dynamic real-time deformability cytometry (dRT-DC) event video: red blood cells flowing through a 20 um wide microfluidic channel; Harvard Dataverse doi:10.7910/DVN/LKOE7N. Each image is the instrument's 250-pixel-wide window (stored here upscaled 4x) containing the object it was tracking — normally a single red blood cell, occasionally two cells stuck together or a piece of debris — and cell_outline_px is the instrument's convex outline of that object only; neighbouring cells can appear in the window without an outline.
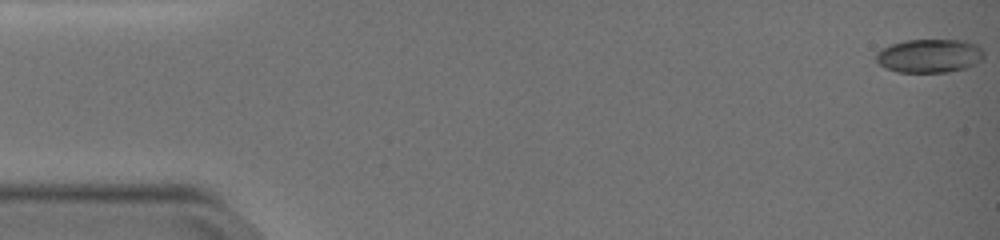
{"species": "common noctule bat (a hibernating species)", "species_latin": "Nyctalus noctula", "temperature_condition": "warm", "stored_images_in_passage": 51, "camera_frame_rate_fps": 3000, "um_per_image_px": 0.085, "animal": {"sex": "female", "body_mass_g": 19.0, "forearm_length_mm": 51.5}, "frame": {"image": 1, "passage_image": 1, "time_ms": 0.0, "image_size_px": [1000, 240], "cell_outline_px": [[984, 56], [976, 64], [968, 68], [948, 72], [896, 72], [884, 68], [876, 60], [876, 52], [892, 44], [904, 40], [964, 40], [976, 44], [984, 52]], "centroid_in_image_um": [79.01, 4.75], "position_along_channel_um": 6.0, "area_um2": 21.27}}
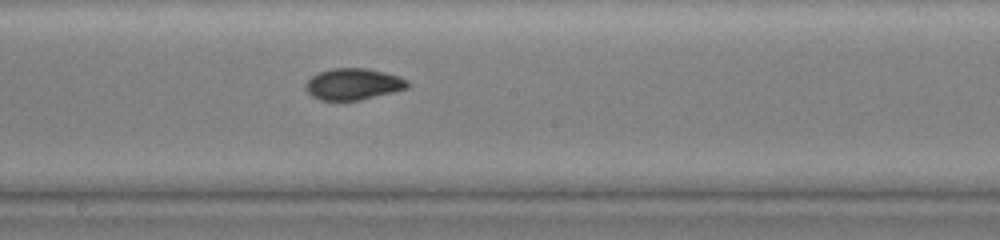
{"frame": {"image": 2, "passage_image": 29, "time_ms": 9.333, "image_size_px": [1000, 240], "cell_outline_px": [[412, 84], [408, 88], [360, 100], [320, 100], [312, 96], [304, 88], [304, 84], [312, 76], [320, 72], [332, 68], [368, 68], [400, 76], [408, 80]], "centroid_in_image_um": [30.05, 7.14], "position_along_channel_um": 218.2, "area_um2": 18.79}}
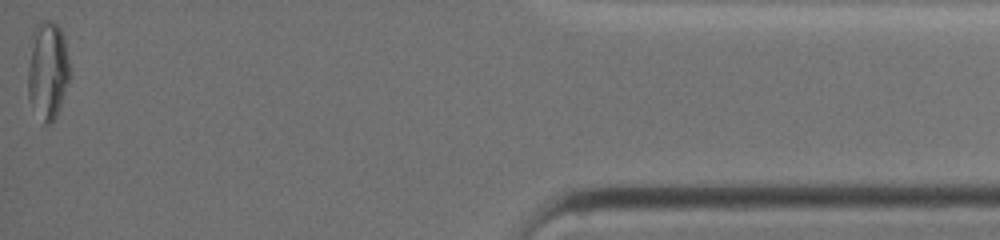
{"frame": {"image": 3, "passage_image": 51, "time_ms": 16.667, "image_size_px": [1000, 240], "cell_outline_px": [[68, 80], [56, 116], [48, 124], [44, 124], [28, 96], [28, 68], [32, 48], [40, 24], [44, 20], [52, 20], [60, 28], [64, 36], [68, 60]], "centroid_in_image_um": [4.07, 6.01], "position_along_channel_um": 431.1, "area_um2": 22.48}, "authors_computed_cell_mechanics": {"area_um2": 19.4208, "velocity_mm_per_s": 3.843, "shape_relaxation_time_tau1_ms": 11.1461, "shape_relaxation_time_tau2_ms": null, "deformation_change_tau1": 0.2668, "deformation_change_tau2": null}}